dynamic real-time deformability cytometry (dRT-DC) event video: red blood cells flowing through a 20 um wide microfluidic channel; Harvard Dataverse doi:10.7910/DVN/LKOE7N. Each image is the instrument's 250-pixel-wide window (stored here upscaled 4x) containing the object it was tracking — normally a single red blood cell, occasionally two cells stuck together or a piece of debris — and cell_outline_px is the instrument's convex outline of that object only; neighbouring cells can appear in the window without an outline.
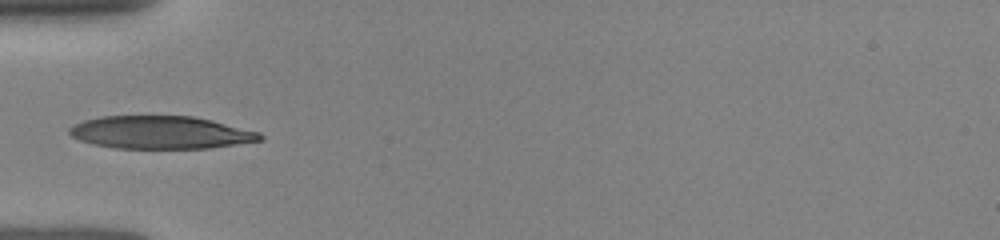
{"species": "human", "species_latin": "Homo sapiens", "temperature_condition": "room temperature", "stored_images_in_passage": 82, "camera_frame_rate_fps": 3000, "um_per_image_px": 0.085, "donor": {"sex": "female"}, "frame": {"image": 1, "passage_image": 1, "time_ms": 0.0, "image_size_px": [1000, 240], "cell_outline_px": [[264, 140], [208, 148], [116, 148], [92, 144], [80, 140], [72, 136], [68, 132], [68, 128], [84, 120], [100, 116], [192, 116], [212, 120], [260, 132], [264, 136]], "centroid_in_image_um": [13.66, 11.25], "position_along_channel_um": 71.3, "area_um2": 36.41}}
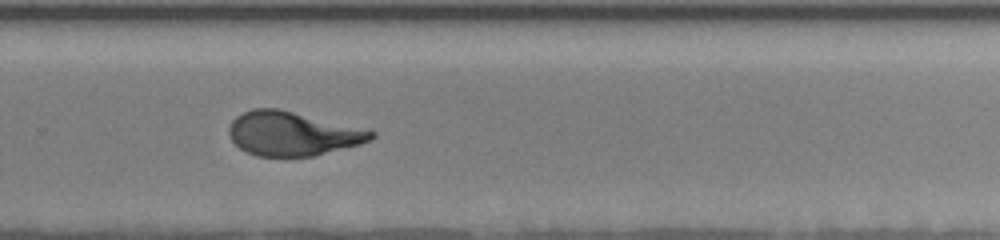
{"frame": {"image": 2, "passage_image": 41, "time_ms": 5.667, "image_size_px": [1000, 240], "cell_outline_px": [[376, 136], [372, 140], [360, 144], [312, 156], [256, 156], [240, 148], [232, 140], [228, 132], [228, 128], [232, 120], [236, 116], [252, 108], [280, 108], [368, 128], [376, 132]], "centroid_in_image_um": [24.91, 11.33], "position_along_channel_um": 304.9, "area_um2": 36.93}}
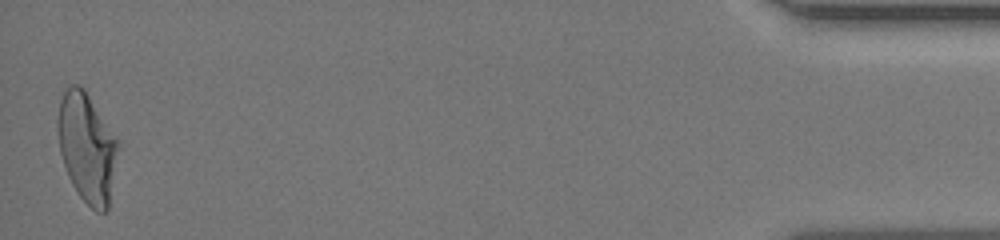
{"frame": {"image": 3, "passage_image": 80, "time_ms": 10.667, "image_size_px": [1000, 240], "cell_outline_px": [[120, 144], [108, 208], [104, 212], [96, 212], [80, 196], [72, 184], [68, 176], [60, 152], [56, 128], [56, 120], [60, 100], [68, 84], [80, 84], [84, 88], [120, 140]], "centroid_in_image_um": [7.4, 12.48], "position_along_channel_um": 427.8, "area_um2": 38.96}}